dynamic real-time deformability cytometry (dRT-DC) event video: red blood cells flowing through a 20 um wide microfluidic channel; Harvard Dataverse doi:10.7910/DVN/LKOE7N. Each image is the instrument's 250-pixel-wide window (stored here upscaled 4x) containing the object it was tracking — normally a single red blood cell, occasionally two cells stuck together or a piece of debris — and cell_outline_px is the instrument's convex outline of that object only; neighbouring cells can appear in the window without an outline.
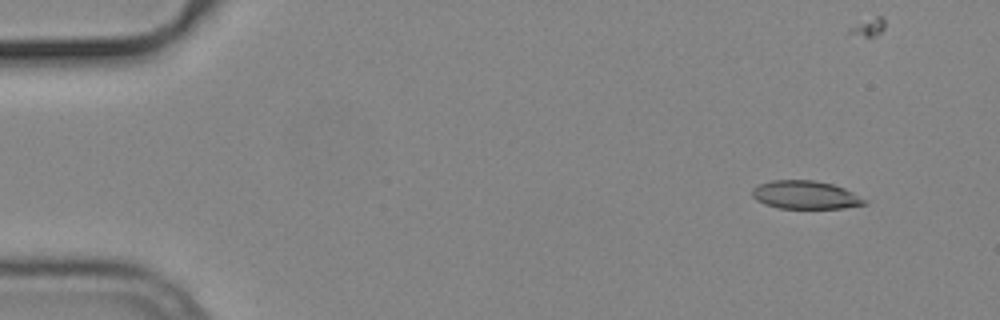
{"species": "common noctule bat (a hibernating species)", "species_latin": "Nyctalus noctula", "temperature_condition": "cold", "stored_images_in_passage": 52, "camera_frame_rate_fps": 3000, "um_per_image_px": 0.085, "animal": {"sex": "male", "body_mass_g": 19.2, "forearm_length_mm": 51.8}, "frame": {"image": 1, "passage_image": 2, "time_ms": 0.333, "image_size_px": [1000, 320], "cell_outline_px": [[868, 204], [844, 208], [780, 208], [764, 204], [756, 200], [752, 196], [752, 188], [756, 184], [772, 180], [812, 180], [832, 184], [844, 188], [868, 200]], "centroid_in_image_um": [68.45, 16.56], "position_along_channel_um": 16.6, "area_um2": 18.61}}
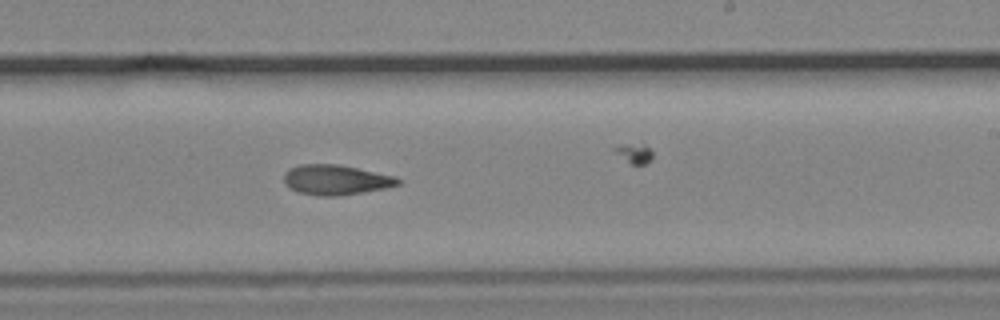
{"frame": {"image": 2, "passage_image": 30, "time_ms": 9.667, "image_size_px": [1000, 320], "cell_outline_px": [[400, 184], [384, 188], [340, 196], [320, 196], [300, 192], [284, 184], [284, 172], [288, 168], [300, 164], [336, 164], [396, 176], [400, 180]], "centroid_in_image_um": [28.52, 15.28], "position_along_channel_um": 260.5, "area_um2": 19.83}}
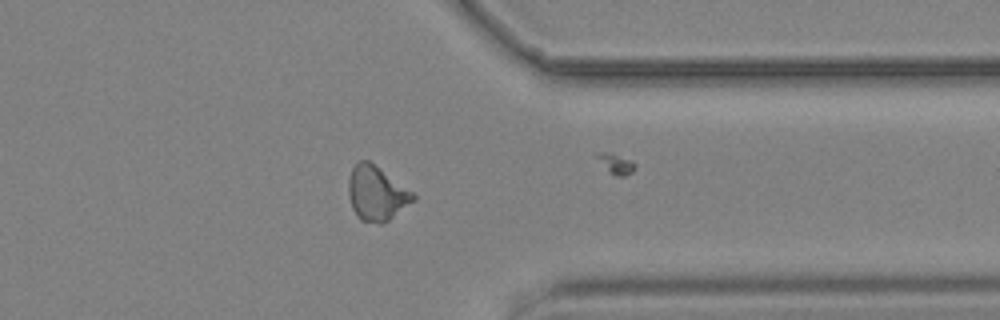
{"frame": {"image": 3, "passage_image": 40, "time_ms": 13.0, "image_size_px": [1000, 320], "cell_outline_px": [[416, 200], [384, 224], [380, 224], [360, 220], [356, 216], [352, 208], [348, 196], [348, 180], [352, 168], [360, 160], [368, 160], [412, 192], [416, 196]], "centroid_in_image_um": [31.99, 16.47], "position_along_channel_um": 379.4, "area_um2": 20.52}, "authors_computed_cell_mechanics": {"area_um2": 19.7676, "velocity_mm_per_s": 3.7725, "shape_relaxation_time_tau1_ms": 7.0958, "shape_relaxation_time_tau2_ms": null, "deformation_change_tau1": 0.1626, "deformation_change_tau2": null}}